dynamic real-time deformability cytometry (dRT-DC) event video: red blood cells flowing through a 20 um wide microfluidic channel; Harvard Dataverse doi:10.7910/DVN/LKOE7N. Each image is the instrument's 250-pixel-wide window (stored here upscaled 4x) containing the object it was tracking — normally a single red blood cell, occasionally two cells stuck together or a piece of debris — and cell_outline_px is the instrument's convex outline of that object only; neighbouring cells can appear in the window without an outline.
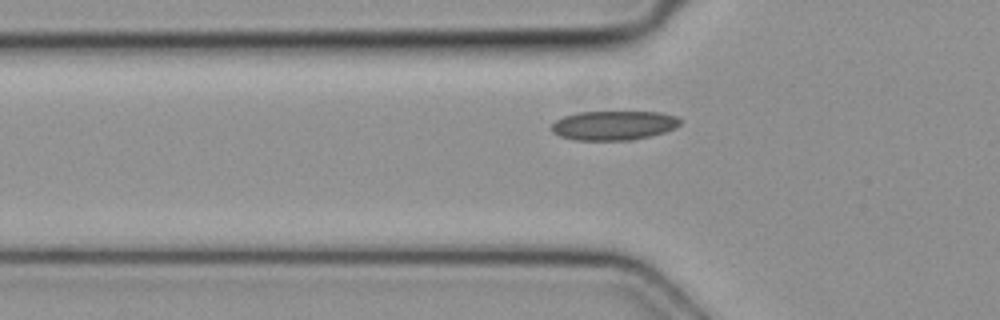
{"species": "common noctule bat (a hibernating species)", "species_latin": "Nyctalus noctula", "temperature_condition": "cold", "stored_images_in_passage": 6, "segment_of_instrument_passage": [2, 2], "camera_frame_rate_fps": 3000, "um_per_image_px": 0.085, "animal": {"sex": "female", "body_mass_g": 19.3, "forearm_length_mm": 54.1}, "frame": {"image": 1, "passage_image": 6, "time_ms": 1.667, "image_size_px": [1000, 320], "cell_outline_px": [[680, 124], [676, 128], [664, 132], [632, 140], [576, 140], [560, 136], [552, 132], [552, 124], [556, 120], [564, 116], [580, 112], [660, 112], [676, 116], [680, 120]], "centroid_in_image_um": [52.17, 10.66], "position_along_channel_um": 73.6, "area_um2": 21.85}}